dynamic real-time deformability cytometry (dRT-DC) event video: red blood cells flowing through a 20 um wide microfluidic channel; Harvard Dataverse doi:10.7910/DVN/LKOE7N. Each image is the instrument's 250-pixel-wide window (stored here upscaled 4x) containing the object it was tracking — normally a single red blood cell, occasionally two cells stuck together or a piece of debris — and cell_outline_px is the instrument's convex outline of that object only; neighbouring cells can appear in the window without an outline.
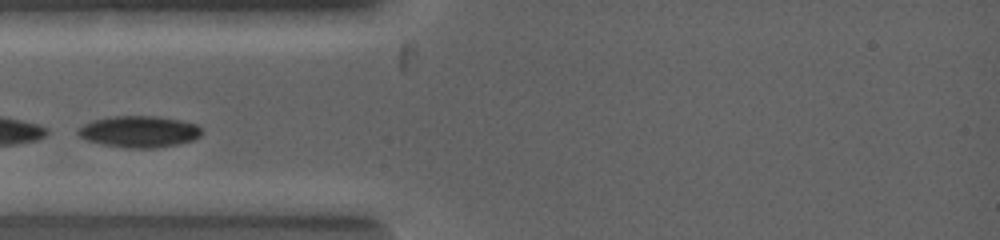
{"species": "common noctule bat (a hibernating species)", "species_latin": "Nyctalus noctula", "temperature_condition": "warm", "stored_images_in_passage": 4, "camera_frame_rate_fps": 5000, "um_per_image_px": 0.085, "animal": {"sex": "female", "body_mass_g": 19.0, "forearm_length_mm": 53.3}, "frame": {"image": 1, "passage_image": 1, "time_ms": 0.0, "image_size_px": [1000, 240], "cell_outline_px": [[204, 132], [200, 136], [192, 140], [176, 144], [156, 148], [124, 148], [104, 144], [88, 140], [80, 136], [76, 132], [76, 128], [92, 120], [108, 116], [156, 116], [180, 120], [196, 124]], "centroid_in_image_um": [11.81, 11.18], "position_along_channel_um": 73.2, "area_um2": 22.77}}
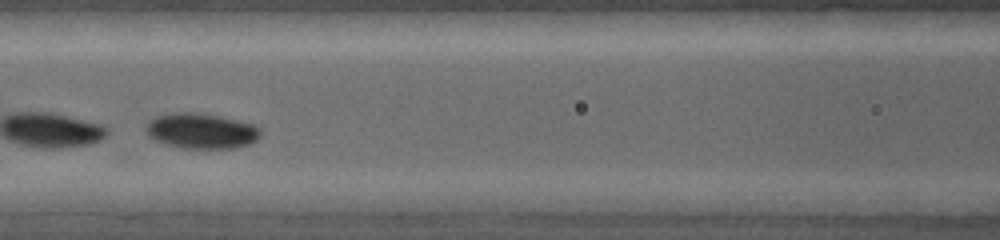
{"frame": {"image": 2, "passage_image": 3, "time_ms": 1.2, "image_size_px": [1000, 240], "cell_outline_px": [[260, 136], [256, 140], [248, 144], [236, 148], [184, 148], [168, 144], [156, 140], [148, 136], [144, 128], [148, 120], [156, 116], [176, 112], [192, 112], [220, 116], [256, 124], [260, 128]], "centroid_in_image_um": [17.11, 11.12], "position_along_channel_um": 149.5, "area_um2": 23.7}}